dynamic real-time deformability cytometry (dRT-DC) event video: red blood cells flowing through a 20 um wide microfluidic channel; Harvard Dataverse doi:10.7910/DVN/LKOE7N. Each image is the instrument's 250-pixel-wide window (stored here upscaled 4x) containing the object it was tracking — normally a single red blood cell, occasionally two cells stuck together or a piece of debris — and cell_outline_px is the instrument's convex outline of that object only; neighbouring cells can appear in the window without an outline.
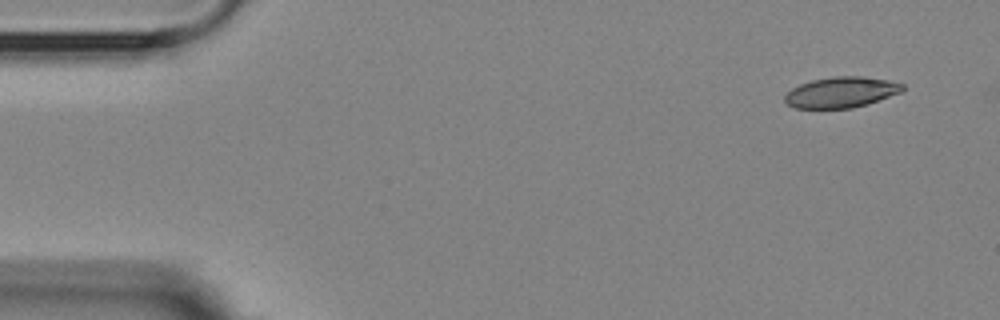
{"species": "Egyptian fruit bat (a non-hibernating species)", "species_latin": "Rousettus aegyptiacus", "temperature_condition": "room temperature", "stored_images_in_passage": 4, "camera_frame_rate_fps": 3000, "um_per_image_px": 0.085, "animal": {"sex": "female"}, "frame": {"image": 1, "passage_image": 1, "time_ms": 0.0, "image_size_px": [1000, 320], "cell_outline_px": [[904, 88], [900, 92], [868, 104], [852, 108], [796, 108], [788, 104], [784, 100], [784, 96], [792, 88], [800, 84], [812, 80], [832, 76], [860, 76], [888, 80], [904, 84]], "centroid_in_image_um": [71.49, 7.84], "position_along_channel_um": 13.5, "area_um2": 20.98}}